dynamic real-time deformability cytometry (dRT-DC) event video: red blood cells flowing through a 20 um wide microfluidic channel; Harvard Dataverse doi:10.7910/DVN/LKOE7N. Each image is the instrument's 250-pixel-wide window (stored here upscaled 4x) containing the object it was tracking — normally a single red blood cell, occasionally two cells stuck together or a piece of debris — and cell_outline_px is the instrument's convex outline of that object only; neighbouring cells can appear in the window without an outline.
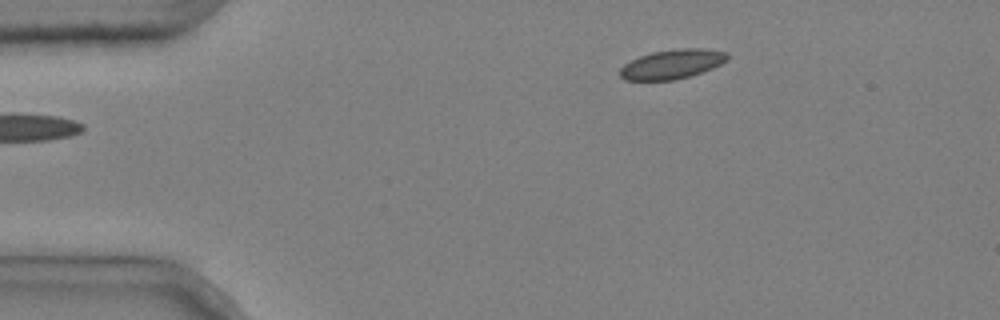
{"species": "common noctule bat (a hibernating species)", "species_latin": "Nyctalus noctula", "temperature_condition": "cold", "stored_images_in_passage": 3, "camera_frame_rate_fps": 3000, "um_per_image_px": 0.085, "animal": {"sex": "male", "body_mass_g": 20.4}, "frame": {"image": 1, "passage_image": 1, "time_ms": 0.0, "image_size_px": [1000, 320], "cell_outline_px": [[728, 60], [712, 68], [676, 80], [624, 80], [620, 76], [620, 68], [624, 64], [640, 56], [652, 52], [676, 48], [708, 48], [728, 52]], "centroid_in_image_um": [57.15, 5.44], "position_along_channel_um": 27.9, "area_um2": 18.44}}
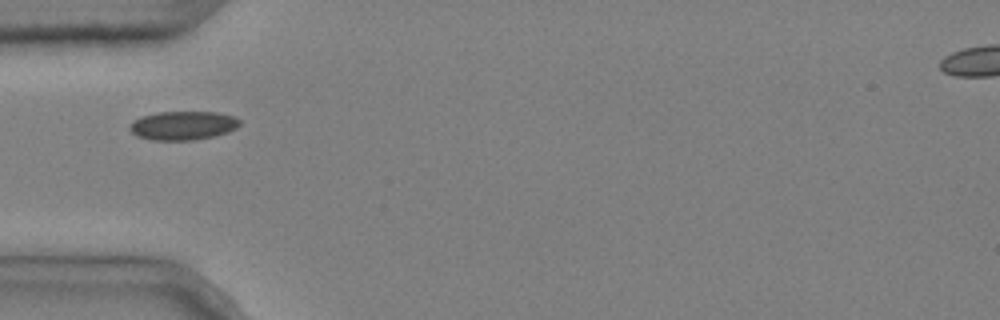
{"frame": {"image": 2, "passage_image": 3, "time_ms": 0.667, "image_size_px": [1000, 320], "cell_outline_px": [[240, 124], [236, 128], [228, 132], [212, 136], [192, 140], [152, 140], [136, 136], [128, 128], [132, 120], [156, 112], [216, 112], [236, 116], [240, 120]], "centroid_in_image_um": [15.55, 10.66], "position_along_channel_um": 69.5, "area_um2": 18.5}}